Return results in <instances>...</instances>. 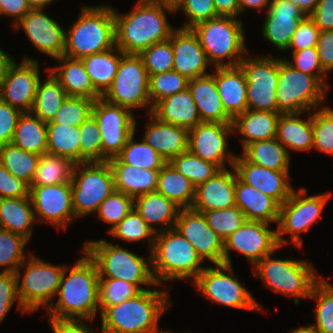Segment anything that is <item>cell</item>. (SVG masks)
Here are the masks:
<instances>
[{
	"instance_id": "obj_74",
	"label": "cell",
	"mask_w": 333,
	"mask_h": 333,
	"mask_svg": "<svg viewBox=\"0 0 333 333\" xmlns=\"http://www.w3.org/2000/svg\"><path fill=\"white\" fill-rule=\"evenodd\" d=\"M290 333H318L316 330L312 329L309 325L294 328Z\"/></svg>"
},
{
	"instance_id": "obj_32",
	"label": "cell",
	"mask_w": 333,
	"mask_h": 333,
	"mask_svg": "<svg viewBox=\"0 0 333 333\" xmlns=\"http://www.w3.org/2000/svg\"><path fill=\"white\" fill-rule=\"evenodd\" d=\"M57 59V60H56ZM60 65L47 69L60 82L67 96L85 97L91 100L101 98L95 90L81 59L67 56L55 58Z\"/></svg>"
},
{
	"instance_id": "obj_61",
	"label": "cell",
	"mask_w": 333,
	"mask_h": 333,
	"mask_svg": "<svg viewBox=\"0 0 333 333\" xmlns=\"http://www.w3.org/2000/svg\"><path fill=\"white\" fill-rule=\"evenodd\" d=\"M15 300L18 302V309L27 313L18 298L16 274L14 272H0V323L12 308Z\"/></svg>"
},
{
	"instance_id": "obj_60",
	"label": "cell",
	"mask_w": 333,
	"mask_h": 333,
	"mask_svg": "<svg viewBox=\"0 0 333 333\" xmlns=\"http://www.w3.org/2000/svg\"><path fill=\"white\" fill-rule=\"evenodd\" d=\"M292 57L293 61L285 59L288 64L303 73L314 75L327 89H329L330 86L325 79L327 73L323 70L321 65L317 47L292 52Z\"/></svg>"
},
{
	"instance_id": "obj_72",
	"label": "cell",
	"mask_w": 333,
	"mask_h": 333,
	"mask_svg": "<svg viewBox=\"0 0 333 333\" xmlns=\"http://www.w3.org/2000/svg\"><path fill=\"white\" fill-rule=\"evenodd\" d=\"M15 60L0 48V85L7 74L8 68Z\"/></svg>"
},
{
	"instance_id": "obj_68",
	"label": "cell",
	"mask_w": 333,
	"mask_h": 333,
	"mask_svg": "<svg viewBox=\"0 0 333 333\" xmlns=\"http://www.w3.org/2000/svg\"><path fill=\"white\" fill-rule=\"evenodd\" d=\"M30 9L26 0H0V15L14 18L13 26L16 25Z\"/></svg>"
},
{
	"instance_id": "obj_40",
	"label": "cell",
	"mask_w": 333,
	"mask_h": 333,
	"mask_svg": "<svg viewBox=\"0 0 333 333\" xmlns=\"http://www.w3.org/2000/svg\"><path fill=\"white\" fill-rule=\"evenodd\" d=\"M248 162L277 171H289V151L276 139L255 141L243 148Z\"/></svg>"
},
{
	"instance_id": "obj_26",
	"label": "cell",
	"mask_w": 333,
	"mask_h": 333,
	"mask_svg": "<svg viewBox=\"0 0 333 333\" xmlns=\"http://www.w3.org/2000/svg\"><path fill=\"white\" fill-rule=\"evenodd\" d=\"M221 169L212 178L196 186L195 199L191 209L203 211L226 209L236 205V171Z\"/></svg>"
},
{
	"instance_id": "obj_1",
	"label": "cell",
	"mask_w": 333,
	"mask_h": 333,
	"mask_svg": "<svg viewBox=\"0 0 333 333\" xmlns=\"http://www.w3.org/2000/svg\"><path fill=\"white\" fill-rule=\"evenodd\" d=\"M115 17L116 47L124 54H139L150 46L170 38L174 28L169 24L166 12L175 8L161 0H138L132 11Z\"/></svg>"
},
{
	"instance_id": "obj_12",
	"label": "cell",
	"mask_w": 333,
	"mask_h": 333,
	"mask_svg": "<svg viewBox=\"0 0 333 333\" xmlns=\"http://www.w3.org/2000/svg\"><path fill=\"white\" fill-rule=\"evenodd\" d=\"M307 192L308 190L303 187L298 192L293 190L291 196L280 205L278 227L276 228L280 247L289 243L301 247V232H307L321 217L328 198L331 197V193L306 196ZM283 234H290L291 242L286 240Z\"/></svg>"
},
{
	"instance_id": "obj_3",
	"label": "cell",
	"mask_w": 333,
	"mask_h": 333,
	"mask_svg": "<svg viewBox=\"0 0 333 333\" xmlns=\"http://www.w3.org/2000/svg\"><path fill=\"white\" fill-rule=\"evenodd\" d=\"M168 291L141 290L123 303L107 307L101 314V333H156L159 319L171 306Z\"/></svg>"
},
{
	"instance_id": "obj_18",
	"label": "cell",
	"mask_w": 333,
	"mask_h": 333,
	"mask_svg": "<svg viewBox=\"0 0 333 333\" xmlns=\"http://www.w3.org/2000/svg\"><path fill=\"white\" fill-rule=\"evenodd\" d=\"M29 188L34 216L38 220L36 222L46 221L59 230L60 227L66 229L69 222L76 218L72 205L71 182Z\"/></svg>"
},
{
	"instance_id": "obj_28",
	"label": "cell",
	"mask_w": 333,
	"mask_h": 333,
	"mask_svg": "<svg viewBox=\"0 0 333 333\" xmlns=\"http://www.w3.org/2000/svg\"><path fill=\"white\" fill-rule=\"evenodd\" d=\"M215 82L225 112L234 119L247 110V82L239 65L215 67Z\"/></svg>"
},
{
	"instance_id": "obj_76",
	"label": "cell",
	"mask_w": 333,
	"mask_h": 333,
	"mask_svg": "<svg viewBox=\"0 0 333 333\" xmlns=\"http://www.w3.org/2000/svg\"><path fill=\"white\" fill-rule=\"evenodd\" d=\"M156 333H172V332H170V331H168V330L162 332V331L160 330V331H158V332H156Z\"/></svg>"
},
{
	"instance_id": "obj_33",
	"label": "cell",
	"mask_w": 333,
	"mask_h": 333,
	"mask_svg": "<svg viewBox=\"0 0 333 333\" xmlns=\"http://www.w3.org/2000/svg\"><path fill=\"white\" fill-rule=\"evenodd\" d=\"M116 191L133 198L156 191L159 171L123 164L117 157L108 160Z\"/></svg>"
},
{
	"instance_id": "obj_64",
	"label": "cell",
	"mask_w": 333,
	"mask_h": 333,
	"mask_svg": "<svg viewBox=\"0 0 333 333\" xmlns=\"http://www.w3.org/2000/svg\"><path fill=\"white\" fill-rule=\"evenodd\" d=\"M22 111L0 99V146L11 143Z\"/></svg>"
},
{
	"instance_id": "obj_44",
	"label": "cell",
	"mask_w": 333,
	"mask_h": 333,
	"mask_svg": "<svg viewBox=\"0 0 333 333\" xmlns=\"http://www.w3.org/2000/svg\"><path fill=\"white\" fill-rule=\"evenodd\" d=\"M75 163L65 157L50 155L40 156L37 169L29 186L62 184L72 181Z\"/></svg>"
},
{
	"instance_id": "obj_31",
	"label": "cell",
	"mask_w": 333,
	"mask_h": 333,
	"mask_svg": "<svg viewBox=\"0 0 333 333\" xmlns=\"http://www.w3.org/2000/svg\"><path fill=\"white\" fill-rule=\"evenodd\" d=\"M151 113L162 122L180 126L187 130L201 123L197 106L188 88L160 100L152 108Z\"/></svg>"
},
{
	"instance_id": "obj_36",
	"label": "cell",
	"mask_w": 333,
	"mask_h": 333,
	"mask_svg": "<svg viewBox=\"0 0 333 333\" xmlns=\"http://www.w3.org/2000/svg\"><path fill=\"white\" fill-rule=\"evenodd\" d=\"M305 113H281L276 139L287 149L308 151L313 148V113L305 120Z\"/></svg>"
},
{
	"instance_id": "obj_27",
	"label": "cell",
	"mask_w": 333,
	"mask_h": 333,
	"mask_svg": "<svg viewBox=\"0 0 333 333\" xmlns=\"http://www.w3.org/2000/svg\"><path fill=\"white\" fill-rule=\"evenodd\" d=\"M146 131L142 139L154 148L167 162L173 157L188 151V130L165 123L148 113ZM152 121V122H151Z\"/></svg>"
},
{
	"instance_id": "obj_48",
	"label": "cell",
	"mask_w": 333,
	"mask_h": 333,
	"mask_svg": "<svg viewBox=\"0 0 333 333\" xmlns=\"http://www.w3.org/2000/svg\"><path fill=\"white\" fill-rule=\"evenodd\" d=\"M169 163L189 179L195 187L206 182L221 170L214 163L205 161L189 151L173 157Z\"/></svg>"
},
{
	"instance_id": "obj_24",
	"label": "cell",
	"mask_w": 333,
	"mask_h": 333,
	"mask_svg": "<svg viewBox=\"0 0 333 333\" xmlns=\"http://www.w3.org/2000/svg\"><path fill=\"white\" fill-rule=\"evenodd\" d=\"M171 45L174 52V71L188 79L209 74L206 70L211 64L192 28L174 29L171 34Z\"/></svg>"
},
{
	"instance_id": "obj_66",
	"label": "cell",
	"mask_w": 333,
	"mask_h": 333,
	"mask_svg": "<svg viewBox=\"0 0 333 333\" xmlns=\"http://www.w3.org/2000/svg\"><path fill=\"white\" fill-rule=\"evenodd\" d=\"M317 51L323 70H333V30L320 31Z\"/></svg>"
},
{
	"instance_id": "obj_21",
	"label": "cell",
	"mask_w": 333,
	"mask_h": 333,
	"mask_svg": "<svg viewBox=\"0 0 333 333\" xmlns=\"http://www.w3.org/2000/svg\"><path fill=\"white\" fill-rule=\"evenodd\" d=\"M175 229L192 244L203 262L208 259L214 265L223 264L224 240L208 226L203 213L180 209Z\"/></svg>"
},
{
	"instance_id": "obj_75",
	"label": "cell",
	"mask_w": 333,
	"mask_h": 333,
	"mask_svg": "<svg viewBox=\"0 0 333 333\" xmlns=\"http://www.w3.org/2000/svg\"><path fill=\"white\" fill-rule=\"evenodd\" d=\"M167 5H170L172 7H175L181 0H161Z\"/></svg>"
},
{
	"instance_id": "obj_4",
	"label": "cell",
	"mask_w": 333,
	"mask_h": 333,
	"mask_svg": "<svg viewBox=\"0 0 333 333\" xmlns=\"http://www.w3.org/2000/svg\"><path fill=\"white\" fill-rule=\"evenodd\" d=\"M116 46L115 17L108 5L85 6L65 32L63 55L81 59Z\"/></svg>"
},
{
	"instance_id": "obj_22",
	"label": "cell",
	"mask_w": 333,
	"mask_h": 333,
	"mask_svg": "<svg viewBox=\"0 0 333 333\" xmlns=\"http://www.w3.org/2000/svg\"><path fill=\"white\" fill-rule=\"evenodd\" d=\"M14 28V30L22 28L40 52L54 59L63 55L65 29L44 13L43 9H30Z\"/></svg>"
},
{
	"instance_id": "obj_45",
	"label": "cell",
	"mask_w": 333,
	"mask_h": 333,
	"mask_svg": "<svg viewBox=\"0 0 333 333\" xmlns=\"http://www.w3.org/2000/svg\"><path fill=\"white\" fill-rule=\"evenodd\" d=\"M40 155L25 151L12 143L0 146V163L16 178L30 185Z\"/></svg>"
},
{
	"instance_id": "obj_71",
	"label": "cell",
	"mask_w": 333,
	"mask_h": 333,
	"mask_svg": "<svg viewBox=\"0 0 333 333\" xmlns=\"http://www.w3.org/2000/svg\"><path fill=\"white\" fill-rule=\"evenodd\" d=\"M288 1H291L294 5L298 6L305 16H310L315 10V7L318 5L320 0H288Z\"/></svg>"
},
{
	"instance_id": "obj_13",
	"label": "cell",
	"mask_w": 333,
	"mask_h": 333,
	"mask_svg": "<svg viewBox=\"0 0 333 333\" xmlns=\"http://www.w3.org/2000/svg\"><path fill=\"white\" fill-rule=\"evenodd\" d=\"M101 97L133 112L136 108L151 105L149 75L138 54H123L121 56L116 76Z\"/></svg>"
},
{
	"instance_id": "obj_59",
	"label": "cell",
	"mask_w": 333,
	"mask_h": 333,
	"mask_svg": "<svg viewBox=\"0 0 333 333\" xmlns=\"http://www.w3.org/2000/svg\"><path fill=\"white\" fill-rule=\"evenodd\" d=\"M174 8L188 16L181 28H192L200 22L220 16L213 0H181Z\"/></svg>"
},
{
	"instance_id": "obj_17",
	"label": "cell",
	"mask_w": 333,
	"mask_h": 333,
	"mask_svg": "<svg viewBox=\"0 0 333 333\" xmlns=\"http://www.w3.org/2000/svg\"><path fill=\"white\" fill-rule=\"evenodd\" d=\"M269 225L265 222L246 220L224 240L223 264L232 265L230 250L247 257L253 266L265 256L278 251L281 247L277 241V231L271 230Z\"/></svg>"
},
{
	"instance_id": "obj_70",
	"label": "cell",
	"mask_w": 333,
	"mask_h": 333,
	"mask_svg": "<svg viewBox=\"0 0 333 333\" xmlns=\"http://www.w3.org/2000/svg\"><path fill=\"white\" fill-rule=\"evenodd\" d=\"M270 3V0H239L240 14L245 12L248 8L257 9V11L262 9L268 10Z\"/></svg>"
},
{
	"instance_id": "obj_20",
	"label": "cell",
	"mask_w": 333,
	"mask_h": 333,
	"mask_svg": "<svg viewBox=\"0 0 333 333\" xmlns=\"http://www.w3.org/2000/svg\"><path fill=\"white\" fill-rule=\"evenodd\" d=\"M39 74L38 60L26 56L17 64L15 59L0 85V99L22 112H30L41 79Z\"/></svg>"
},
{
	"instance_id": "obj_19",
	"label": "cell",
	"mask_w": 333,
	"mask_h": 333,
	"mask_svg": "<svg viewBox=\"0 0 333 333\" xmlns=\"http://www.w3.org/2000/svg\"><path fill=\"white\" fill-rule=\"evenodd\" d=\"M233 133V124L201 122L188 130V151L220 169H226L227 161L232 167L237 156L226 151Z\"/></svg>"
},
{
	"instance_id": "obj_65",
	"label": "cell",
	"mask_w": 333,
	"mask_h": 333,
	"mask_svg": "<svg viewBox=\"0 0 333 333\" xmlns=\"http://www.w3.org/2000/svg\"><path fill=\"white\" fill-rule=\"evenodd\" d=\"M48 322L53 333H95L93 328L86 326L83 319L57 318L48 315Z\"/></svg>"
},
{
	"instance_id": "obj_14",
	"label": "cell",
	"mask_w": 333,
	"mask_h": 333,
	"mask_svg": "<svg viewBox=\"0 0 333 333\" xmlns=\"http://www.w3.org/2000/svg\"><path fill=\"white\" fill-rule=\"evenodd\" d=\"M232 267L228 264L206 267L191 282L212 302L235 309L262 311L252 294L235 277Z\"/></svg>"
},
{
	"instance_id": "obj_34",
	"label": "cell",
	"mask_w": 333,
	"mask_h": 333,
	"mask_svg": "<svg viewBox=\"0 0 333 333\" xmlns=\"http://www.w3.org/2000/svg\"><path fill=\"white\" fill-rule=\"evenodd\" d=\"M134 209L145 222L158 233L175 228L178 213L181 208L161 193L154 191L135 197ZM153 225H162L165 227H161L159 230Z\"/></svg>"
},
{
	"instance_id": "obj_29",
	"label": "cell",
	"mask_w": 333,
	"mask_h": 333,
	"mask_svg": "<svg viewBox=\"0 0 333 333\" xmlns=\"http://www.w3.org/2000/svg\"><path fill=\"white\" fill-rule=\"evenodd\" d=\"M188 89L197 106L201 122L232 124L233 119L223 108L215 77L211 73L189 79Z\"/></svg>"
},
{
	"instance_id": "obj_8",
	"label": "cell",
	"mask_w": 333,
	"mask_h": 333,
	"mask_svg": "<svg viewBox=\"0 0 333 333\" xmlns=\"http://www.w3.org/2000/svg\"><path fill=\"white\" fill-rule=\"evenodd\" d=\"M265 256L253 266V274L261 277L264 285L287 297H294L297 305L300 298H309L314 285L322 278L316 277L311 262Z\"/></svg>"
},
{
	"instance_id": "obj_23",
	"label": "cell",
	"mask_w": 333,
	"mask_h": 333,
	"mask_svg": "<svg viewBox=\"0 0 333 333\" xmlns=\"http://www.w3.org/2000/svg\"><path fill=\"white\" fill-rule=\"evenodd\" d=\"M237 177L247 185L275 199L282 205L294 190L290 184L289 171H277L248 162L237 155L233 165Z\"/></svg>"
},
{
	"instance_id": "obj_2",
	"label": "cell",
	"mask_w": 333,
	"mask_h": 333,
	"mask_svg": "<svg viewBox=\"0 0 333 333\" xmlns=\"http://www.w3.org/2000/svg\"><path fill=\"white\" fill-rule=\"evenodd\" d=\"M82 252L84 256L79 258L73 267H65L56 295L58 300L46 310L49 316L85 321H93L96 317L99 310L98 270L87 253L83 250Z\"/></svg>"
},
{
	"instance_id": "obj_41",
	"label": "cell",
	"mask_w": 333,
	"mask_h": 333,
	"mask_svg": "<svg viewBox=\"0 0 333 333\" xmlns=\"http://www.w3.org/2000/svg\"><path fill=\"white\" fill-rule=\"evenodd\" d=\"M15 146L38 155L47 153V123L31 112L20 116L11 141Z\"/></svg>"
},
{
	"instance_id": "obj_62",
	"label": "cell",
	"mask_w": 333,
	"mask_h": 333,
	"mask_svg": "<svg viewBox=\"0 0 333 333\" xmlns=\"http://www.w3.org/2000/svg\"><path fill=\"white\" fill-rule=\"evenodd\" d=\"M319 34L320 29L315 25L314 21L309 16H306L299 23L286 50L288 51V49H293V52H295L316 47Z\"/></svg>"
},
{
	"instance_id": "obj_57",
	"label": "cell",
	"mask_w": 333,
	"mask_h": 333,
	"mask_svg": "<svg viewBox=\"0 0 333 333\" xmlns=\"http://www.w3.org/2000/svg\"><path fill=\"white\" fill-rule=\"evenodd\" d=\"M144 63L148 75L169 72L173 70L174 52L171 36L168 40L156 43L138 54Z\"/></svg>"
},
{
	"instance_id": "obj_15",
	"label": "cell",
	"mask_w": 333,
	"mask_h": 333,
	"mask_svg": "<svg viewBox=\"0 0 333 333\" xmlns=\"http://www.w3.org/2000/svg\"><path fill=\"white\" fill-rule=\"evenodd\" d=\"M247 82V109L277 113L279 58H244L238 64Z\"/></svg>"
},
{
	"instance_id": "obj_63",
	"label": "cell",
	"mask_w": 333,
	"mask_h": 333,
	"mask_svg": "<svg viewBox=\"0 0 333 333\" xmlns=\"http://www.w3.org/2000/svg\"><path fill=\"white\" fill-rule=\"evenodd\" d=\"M29 184L16 178L0 163V198L29 197Z\"/></svg>"
},
{
	"instance_id": "obj_25",
	"label": "cell",
	"mask_w": 333,
	"mask_h": 333,
	"mask_svg": "<svg viewBox=\"0 0 333 333\" xmlns=\"http://www.w3.org/2000/svg\"><path fill=\"white\" fill-rule=\"evenodd\" d=\"M262 26V36L280 51H286L299 23L306 17L288 0H271Z\"/></svg>"
},
{
	"instance_id": "obj_56",
	"label": "cell",
	"mask_w": 333,
	"mask_h": 333,
	"mask_svg": "<svg viewBox=\"0 0 333 333\" xmlns=\"http://www.w3.org/2000/svg\"><path fill=\"white\" fill-rule=\"evenodd\" d=\"M134 208V198L114 190L100 205L98 219L112 225L110 232Z\"/></svg>"
},
{
	"instance_id": "obj_9",
	"label": "cell",
	"mask_w": 333,
	"mask_h": 333,
	"mask_svg": "<svg viewBox=\"0 0 333 333\" xmlns=\"http://www.w3.org/2000/svg\"><path fill=\"white\" fill-rule=\"evenodd\" d=\"M65 267L28 254L27 262L25 260L15 272L18 298L28 313H34L43 306L46 310L50 307L53 303L51 299L58 293ZM21 269L25 271L23 275L20 274Z\"/></svg>"
},
{
	"instance_id": "obj_16",
	"label": "cell",
	"mask_w": 333,
	"mask_h": 333,
	"mask_svg": "<svg viewBox=\"0 0 333 333\" xmlns=\"http://www.w3.org/2000/svg\"><path fill=\"white\" fill-rule=\"evenodd\" d=\"M102 143V162L116 157L126 145L130 136L136 132V120L128 108L98 98L92 106Z\"/></svg>"
},
{
	"instance_id": "obj_49",
	"label": "cell",
	"mask_w": 333,
	"mask_h": 333,
	"mask_svg": "<svg viewBox=\"0 0 333 333\" xmlns=\"http://www.w3.org/2000/svg\"><path fill=\"white\" fill-rule=\"evenodd\" d=\"M189 79L172 70L149 76V97L151 106L148 113L160 101L188 88Z\"/></svg>"
},
{
	"instance_id": "obj_73",
	"label": "cell",
	"mask_w": 333,
	"mask_h": 333,
	"mask_svg": "<svg viewBox=\"0 0 333 333\" xmlns=\"http://www.w3.org/2000/svg\"><path fill=\"white\" fill-rule=\"evenodd\" d=\"M55 0H26L31 9H44L45 6L50 5Z\"/></svg>"
},
{
	"instance_id": "obj_53",
	"label": "cell",
	"mask_w": 333,
	"mask_h": 333,
	"mask_svg": "<svg viewBox=\"0 0 333 333\" xmlns=\"http://www.w3.org/2000/svg\"><path fill=\"white\" fill-rule=\"evenodd\" d=\"M208 226L223 240L246 221L245 214L235 205L226 209L203 211Z\"/></svg>"
},
{
	"instance_id": "obj_47",
	"label": "cell",
	"mask_w": 333,
	"mask_h": 333,
	"mask_svg": "<svg viewBox=\"0 0 333 333\" xmlns=\"http://www.w3.org/2000/svg\"><path fill=\"white\" fill-rule=\"evenodd\" d=\"M317 302L316 323L309 325L318 333H333V285L321 278L313 287L311 296Z\"/></svg>"
},
{
	"instance_id": "obj_43",
	"label": "cell",
	"mask_w": 333,
	"mask_h": 333,
	"mask_svg": "<svg viewBox=\"0 0 333 333\" xmlns=\"http://www.w3.org/2000/svg\"><path fill=\"white\" fill-rule=\"evenodd\" d=\"M47 153L81 163L80 126L47 124Z\"/></svg>"
},
{
	"instance_id": "obj_51",
	"label": "cell",
	"mask_w": 333,
	"mask_h": 333,
	"mask_svg": "<svg viewBox=\"0 0 333 333\" xmlns=\"http://www.w3.org/2000/svg\"><path fill=\"white\" fill-rule=\"evenodd\" d=\"M29 241L21 235L0 228V272H16L25 261V246Z\"/></svg>"
},
{
	"instance_id": "obj_35",
	"label": "cell",
	"mask_w": 333,
	"mask_h": 333,
	"mask_svg": "<svg viewBox=\"0 0 333 333\" xmlns=\"http://www.w3.org/2000/svg\"><path fill=\"white\" fill-rule=\"evenodd\" d=\"M281 113L246 110L233 119L234 134L242 135V148L261 140L276 138L277 124Z\"/></svg>"
},
{
	"instance_id": "obj_69",
	"label": "cell",
	"mask_w": 333,
	"mask_h": 333,
	"mask_svg": "<svg viewBox=\"0 0 333 333\" xmlns=\"http://www.w3.org/2000/svg\"><path fill=\"white\" fill-rule=\"evenodd\" d=\"M216 11L221 16L238 17L240 15L239 0H213Z\"/></svg>"
},
{
	"instance_id": "obj_58",
	"label": "cell",
	"mask_w": 333,
	"mask_h": 333,
	"mask_svg": "<svg viewBox=\"0 0 333 333\" xmlns=\"http://www.w3.org/2000/svg\"><path fill=\"white\" fill-rule=\"evenodd\" d=\"M81 163L102 162V143L99 125L91 115L80 125Z\"/></svg>"
},
{
	"instance_id": "obj_67",
	"label": "cell",
	"mask_w": 333,
	"mask_h": 333,
	"mask_svg": "<svg viewBox=\"0 0 333 333\" xmlns=\"http://www.w3.org/2000/svg\"><path fill=\"white\" fill-rule=\"evenodd\" d=\"M309 17L320 31L333 30V0H320Z\"/></svg>"
},
{
	"instance_id": "obj_50",
	"label": "cell",
	"mask_w": 333,
	"mask_h": 333,
	"mask_svg": "<svg viewBox=\"0 0 333 333\" xmlns=\"http://www.w3.org/2000/svg\"><path fill=\"white\" fill-rule=\"evenodd\" d=\"M109 234L112 237L128 242H136L140 240H149L153 248L156 232L145 222L139 213L133 208L121 222L116 225Z\"/></svg>"
},
{
	"instance_id": "obj_7",
	"label": "cell",
	"mask_w": 333,
	"mask_h": 333,
	"mask_svg": "<svg viewBox=\"0 0 333 333\" xmlns=\"http://www.w3.org/2000/svg\"><path fill=\"white\" fill-rule=\"evenodd\" d=\"M192 30L214 68L237 66L244 58L243 54L249 51L245 45L243 22L237 17L220 15L196 24ZM225 59L230 61L225 63Z\"/></svg>"
},
{
	"instance_id": "obj_52",
	"label": "cell",
	"mask_w": 333,
	"mask_h": 333,
	"mask_svg": "<svg viewBox=\"0 0 333 333\" xmlns=\"http://www.w3.org/2000/svg\"><path fill=\"white\" fill-rule=\"evenodd\" d=\"M140 290L122 279L99 278V312L136 296Z\"/></svg>"
},
{
	"instance_id": "obj_6",
	"label": "cell",
	"mask_w": 333,
	"mask_h": 333,
	"mask_svg": "<svg viewBox=\"0 0 333 333\" xmlns=\"http://www.w3.org/2000/svg\"><path fill=\"white\" fill-rule=\"evenodd\" d=\"M83 251L95 263L99 278L122 279L134 284L140 291L148 290L140 287L142 284L160 286L153 275L151 254L146 261L144 257L105 239L85 241Z\"/></svg>"
},
{
	"instance_id": "obj_55",
	"label": "cell",
	"mask_w": 333,
	"mask_h": 333,
	"mask_svg": "<svg viewBox=\"0 0 333 333\" xmlns=\"http://www.w3.org/2000/svg\"><path fill=\"white\" fill-rule=\"evenodd\" d=\"M315 110L313 113V148L333 156V109L322 106Z\"/></svg>"
},
{
	"instance_id": "obj_42",
	"label": "cell",
	"mask_w": 333,
	"mask_h": 333,
	"mask_svg": "<svg viewBox=\"0 0 333 333\" xmlns=\"http://www.w3.org/2000/svg\"><path fill=\"white\" fill-rule=\"evenodd\" d=\"M48 78L38 82L31 113L40 121L51 122L68 97L60 82L49 72Z\"/></svg>"
},
{
	"instance_id": "obj_10",
	"label": "cell",
	"mask_w": 333,
	"mask_h": 333,
	"mask_svg": "<svg viewBox=\"0 0 333 333\" xmlns=\"http://www.w3.org/2000/svg\"><path fill=\"white\" fill-rule=\"evenodd\" d=\"M276 89L277 113H309L324 103L328 90L314 75L294 69L281 57Z\"/></svg>"
},
{
	"instance_id": "obj_39",
	"label": "cell",
	"mask_w": 333,
	"mask_h": 333,
	"mask_svg": "<svg viewBox=\"0 0 333 333\" xmlns=\"http://www.w3.org/2000/svg\"><path fill=\"white\" fill-rule=\"evenodd\" d=\"M195 188L194 184L169 162L158 173L156 191L173 201L181 209L192 207Z\"/></svg>"
},
{
	"instance_id": "obj_37",
	"label": "cell",
	"mask_w": 333,
	"mask_h": 333,
	"mask_svg": "<svg viewBox=\"0 0 333 333\" xmlns=\"http://www.w3.org/2000/svg\"><path fill=\"white\" fill-rule=\"evenodd\" d=\"M36 223L30 197L0 198V228L21 235L29 241Z\"/></svg>"
},
{
	"instance_id": "obj_30",
	"label": "cell",
	"mask_w": 333,
	"mask_h": 333,
	"mask_svg": "<svg viewBox=\"0 0 333 333\" xmlns=\"http://www.w3.org/2000/svg\"><path fill=\"white\" fill-rule=\"evenodd\" d=\"M235 203L245 214L246 220L278 223L280 204L272 197L242 182L237 175Z\"/></svg>"
},
{
	"instance_id": "obj_38",
	"label": "cell",
	"mask_w": 333,
	"mask_h": 333,
	"mask_svg": "<svg viewBox=\"0 0 333 333\" xmlns=\"http://www.w3.org/2000/svg\"><path fill=\"white\" fill-rule=\"evenodd\" d=\"M117 51V54H115ZM124 53L113 47L107 51L81 58L95 90L102 96L116 76L120 58Z\"/></svg>"
},
{
	"instance_id": "obj_54",
	"label": "cell",
	"mask_w": 333,
	"mask_h": 333,
	"mask_svg": "<svg viewBox=\"0 0 333 333\" xmlns=\"http://www.w3.org/2000/svg\"><path fill=\"white\" fill-rule=\"evenodd\" d=\"M94 100L85 97L68 96L55 117L47 124H63L65 126H80L92 115Z\"/></svg>"
},
{
	"instance_id": "obj_5",
	"label": "cell",
	"mask_w": 333,
	"mask_h": 333,
	"mask_svg": "<svg viewBox=\"0 0 333 333\" xmlns=\"http://www.w3.org/2000/svg\"><path fill=\"white\" fill-rule=\"evenodd\" d=\"M155 281L192 280L206 268L192 244L175 228L156 233L150 252Z\"/></svg>"
},
{
	"instance_id": "obj_11",
	"label": "cell",
	"mask_w": 333,
	"mask_h": 333,
	"mask_svg": "<svg viewBox=\"0 0 333 333\" xmlns=\"http://www.w3.org/2000/svg\"><path fill=\"white\" fill-rule=\"evenodd\" d=\"M71 188L76 218L98 212L101 203L115 190L109 162L75 164Z\"/></svg>"
},
{
	"instance_id": "obj_46",
	"label": "cell",
	"mask_w": 333,
	"mask_h": 333,
	"mask_svg": "<svg viewBox=\"0 0 333 333\" xmlns=\"http://www.w3.org/2000/svg\"><path fill=\"white\" fill-rule=\"evenodd\" d=\"M135 132L130 136L126 145L116 156L123 164H129L138 168L160 171L167 163L154 148L143 139L141 142L134 140Z\"/></svg>"
}]
</instances>
